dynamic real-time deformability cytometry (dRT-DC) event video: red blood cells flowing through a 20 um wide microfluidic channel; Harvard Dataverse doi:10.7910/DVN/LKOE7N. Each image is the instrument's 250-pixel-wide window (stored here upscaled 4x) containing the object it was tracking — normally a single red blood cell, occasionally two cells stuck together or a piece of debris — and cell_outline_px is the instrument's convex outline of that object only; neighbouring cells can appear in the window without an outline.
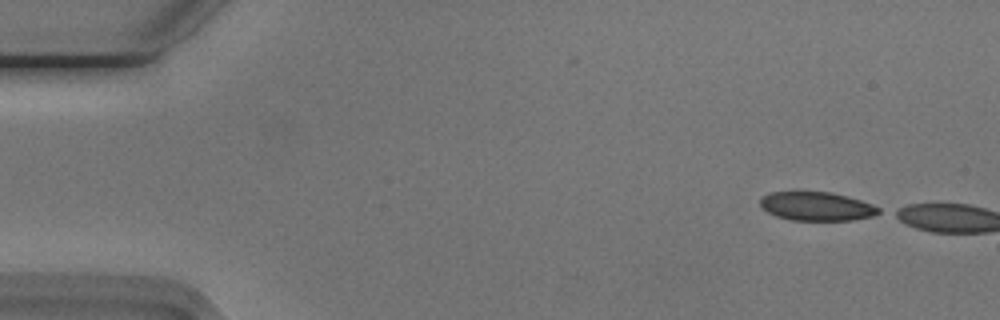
{"species": "Egyptian fruit bat (a non-hibernating species)", "species_latin": "Rousettus aegyptiacus", "temperature_condition": "cold", "stored_images_in_passage": 3, "camera_frame_rate_fps": 3000, "um_per_image_px": 0.085, "animal": {"sex": "male"}, "frame": {"image": 1, "passage_image": 1, "time_ms": 0.0, "image_size_px": [1000, 320], "cell_outline_px": [[880, 212], [872, 216], [852, 220], [792, 220], [776, 216], [760, 208], [760, 200], [768, 192], [832, 192], [848, 196], [872, 204], [880, 208]], "centroid_in_image_um": [69.4, 17.53], "position_along_channel_um": 15.6, "area_um2": 19.83}}